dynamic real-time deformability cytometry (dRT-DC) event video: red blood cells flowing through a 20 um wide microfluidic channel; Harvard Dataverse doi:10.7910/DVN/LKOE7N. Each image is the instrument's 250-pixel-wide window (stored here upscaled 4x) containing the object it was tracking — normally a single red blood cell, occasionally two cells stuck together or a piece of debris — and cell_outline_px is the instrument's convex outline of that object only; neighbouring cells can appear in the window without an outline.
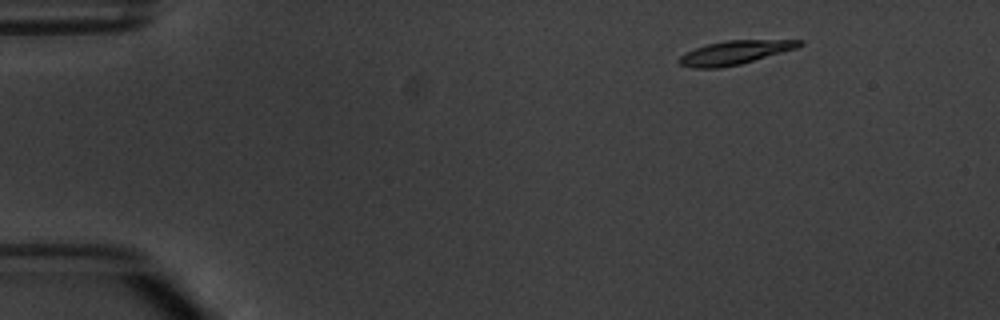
{"species": "common noctule bat (a hibernating species)", "species_latin": "Nyctalus noctula", "temperature_condition": "warm", "stored_images_in_passage": 5, "camera_frame_rate_fps": 3000, "um_per_image_px": 0.085, "animal": {"sex": "male", "body_mass_g": 20.1, "forearm_length_mm": 53.5}, "frame": {"image": 1, "passage_image": 2, "time_ms": 1.0, "image_size_px": [1000, 320], "cell_outline_px": [[804, 44], [796, 48], [740, 64], [720, 68], [692, 68], [680, 64], [676, 60], [680, 56], [696, 48], [708, 44], [728, 40], [804, 40]], "centroid_in_image_um": [62.45, 4.47], "position_along_channel_um": 22.6, "area_um2": 16.42}}
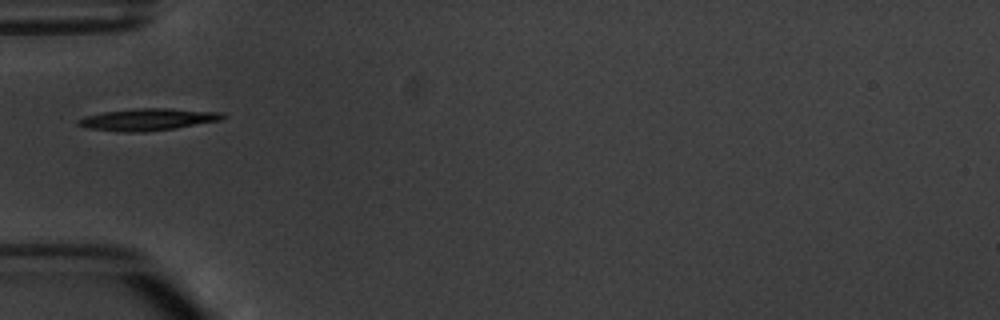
{"frame": {"image": 2, "passage_image": 5, "time_ms": 4.667, "image_size_px": [1000, 320], "cell_outline_px": [[228, 116], [220, 120], [176, 128], [144, 132], [116, 132], [88, 128], [76, 124], [76, 120], [84, 116], [104, 112], [132, 108], [168, 108], [224, 112]], "centroid_in_image_um": [12.56, 10.15], "position_along_channel_um": 72.4, "area_um2": 18.79}}